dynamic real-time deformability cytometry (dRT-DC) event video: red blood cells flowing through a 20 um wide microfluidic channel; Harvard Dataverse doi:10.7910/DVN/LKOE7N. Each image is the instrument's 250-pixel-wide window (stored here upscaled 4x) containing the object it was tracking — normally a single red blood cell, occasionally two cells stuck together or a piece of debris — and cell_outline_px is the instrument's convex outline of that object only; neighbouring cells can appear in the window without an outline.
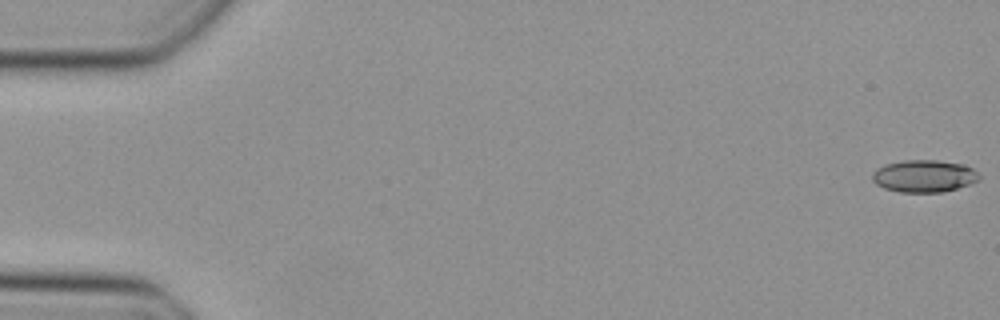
{"species": "Egyptian fruit bat (a non-hibernating species)", "species_latin": "Rousettus aegyptiacus", "temperature_condition": "cold", "stored_images_in_passage": 15, "camera_frame_rate_fps": 3000, "um_per_image_px": 0.085, "animal": {"sex": "female"}, "frame": {"image": 1, "passage_image": 1, "time_ms": 0.0, "image_size_px": [1000, 320], "cell_outline_px": [[980, 180], [944, 192], [900, 192], [884, 188], [876, 184], [872, 180], [872, 172], [876, 168], [884, 164], [904, 160], [936, 160], [964, 164], [972, 168], [980, 176]], "centroid_in_image_um": [78.52, 14.96], "position_along_channel_um": 6.5, "area_um2": 20.17}}
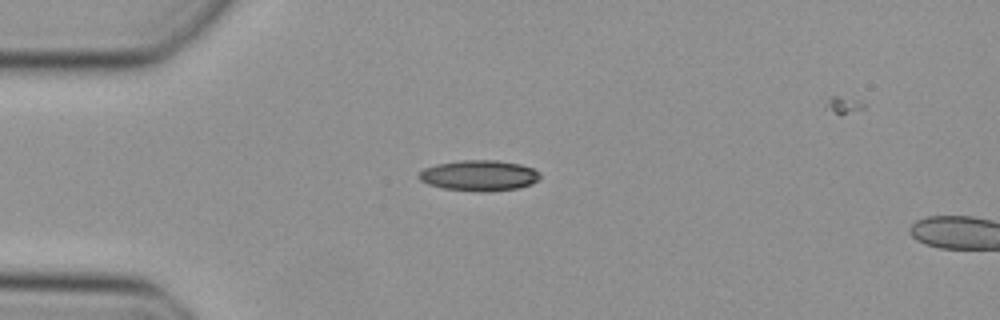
{"frame": {"image": 2, "passage_image": 13, "time_ms": 4.0, "image_size_px": [1000, 320], "cell_outline_px": [[540, 176], [532, 184], [520, 188], [480, 192], [444, 188], [428, 184], [420, 180], [416, 176], [424, 168], [436, 164], [460, 160], [496, 160], [520, 164], [532, 168], [540, 172]], "centroid_in_image_um": [40.71, 14.91], "position_along_channel_um": 44.3, "area_um2": 21.68}}